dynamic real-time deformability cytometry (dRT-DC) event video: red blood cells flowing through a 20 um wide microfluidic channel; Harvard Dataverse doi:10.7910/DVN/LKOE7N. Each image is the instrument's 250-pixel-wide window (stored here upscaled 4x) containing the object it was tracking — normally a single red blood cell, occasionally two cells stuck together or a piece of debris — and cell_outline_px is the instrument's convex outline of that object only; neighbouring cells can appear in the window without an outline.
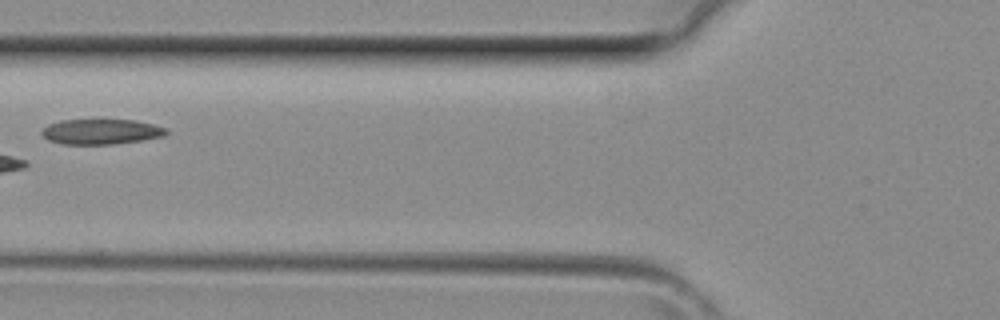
{"species": "common noctule bat (a hibernating species)", "species_latin": "Nyctalus noctula", "temperature_condition": "room temperature", "stored_images_in_passage": 4, "camera_frame_rate_fps": 3000, "um_per_image_px": 0.085, "animal": {"sex": "female", "body_mass_g": 29.2, "forearm_length_mm": 56.3}, "frame": {"image": 1, "passage_image": 4, "time_ms": 1.0, "image_size_px": [1000, 320], "cell_outline_px": [[168, 132], [164, 136], [140, 140], [112, 144], [64, 144], [48, 140], [40, 132], [48, 124], [60, 120], [136, 120], [152, 124], [164, 128]], "centroid_in_image_um": [8.56, 11.19], "position_along_channel_um": 117.2, "area_um2": 18.09}}